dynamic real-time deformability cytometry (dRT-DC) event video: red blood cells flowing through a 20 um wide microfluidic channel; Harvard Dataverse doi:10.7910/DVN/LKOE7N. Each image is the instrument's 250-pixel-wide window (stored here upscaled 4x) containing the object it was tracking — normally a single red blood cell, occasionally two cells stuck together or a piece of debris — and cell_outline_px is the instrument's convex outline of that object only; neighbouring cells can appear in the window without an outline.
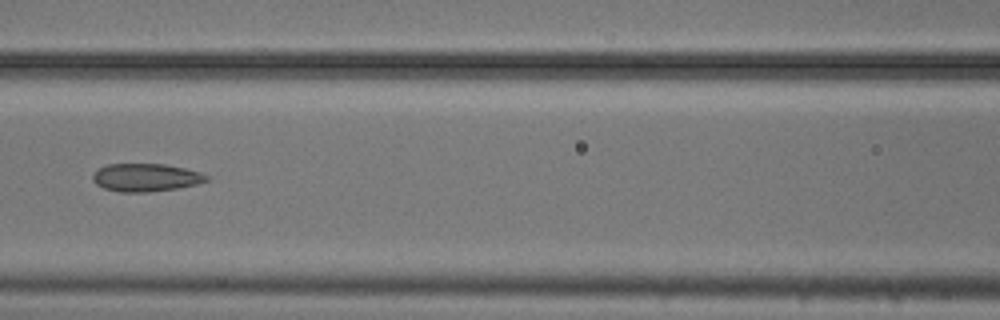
{"species": "common noctule bat (a hibernating species)", "species_latin": "Nyctalus noctula", "temperature_condition": "cold", "stored_images_in_passage": 7, "camera_frame_rate_fps": 3000, "um_per_image_px": 0.085, "animal": {"sex": "male", "body_mass_g": 20.5, "forearm_length_mm": 52.5}, "frame": {"image": 1, "passage_image": 4, "time_ms": 1.0, "image_size_px": [1000, 320], "cell_outline_px": [[208, 180], [196, 184], [176, 188], [148, 192], [120, 192], [104, 188], [96, 184], [92, 180], [92, 176], [100, 168], [108, 164], [164, 164], [184, 168], [200, 172], [208, 176]], "centroid_in_image_um": [12.38, 15.09], "position_along_channel_um": 154.2, "area_um2": 18.32}}
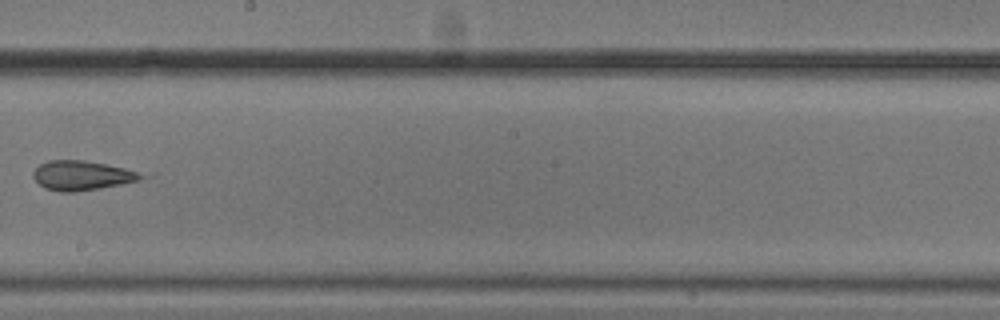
{"frame": {"image": 2, "passage_image": 6, "time_ms": 1.667, "image_size_px": [1000, 320], "cell_outline_px": [[156, 176], [140, 180], [100, 188], [72, 192], [60, 192], [44, 188], [32, 176], [32, 172], [40, 164], [48, 160], [84, 160], [156, 172]], "centroid_in_image_um": [7.21, 14.89], "position_along_channel_um": 241.0, "area_um2": 19.54}}
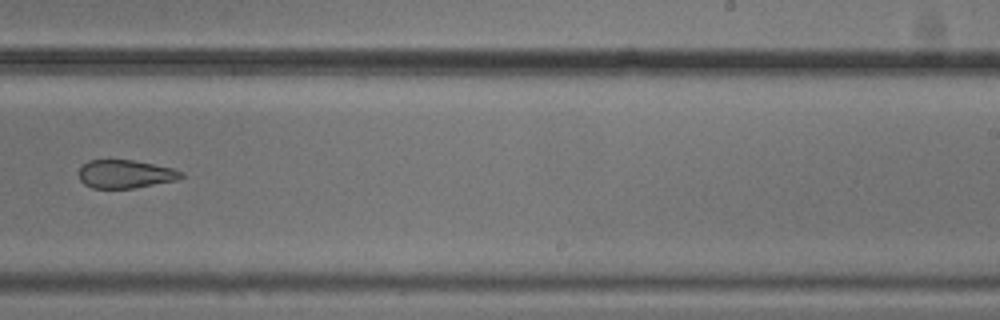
{"frame": {"image": 3, "passage_image": 7, "time_ms": 2.0, "image_size_px": [1000, 320], "cell_outline_px": [[184, 176], [176, 180], [132, 188], [92, 188], [84, 184], [80, 180], [80, 168], [88, 160], [132, 160], [172, 168], [180, 172]], "centroid_in_image_um": [10.62, 14.79], "position_along_channel_um": 278.4, "area_um2": 16.53}}